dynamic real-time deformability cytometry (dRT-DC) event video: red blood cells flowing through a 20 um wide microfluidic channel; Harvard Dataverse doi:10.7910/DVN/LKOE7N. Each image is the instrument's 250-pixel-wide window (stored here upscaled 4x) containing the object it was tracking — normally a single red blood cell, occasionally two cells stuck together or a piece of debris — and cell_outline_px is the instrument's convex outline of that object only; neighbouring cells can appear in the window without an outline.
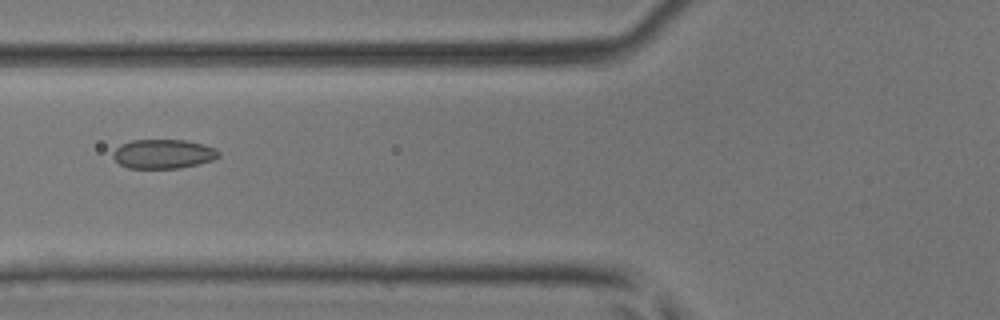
{"species": "common noctule bat (a hibernating species)", "species_latin": "Nyctalus noctula", "temperature_condition": "room temperature", "stored_images_in_passage": 43, "camera_frame_rate_fps": 3000, "um_per_image_px": 0.085, "animal": {"sex": "male", "body_mass_g": 17.9, "forearm_length_mm": 54.2}, "frame": {"image": 1, "passage_image": 14, "time_ms": 4.333, "image_size_px": [1000, 320], "cell_outline_px": [[220, 156], [212, 160], [180, 168], [128, 168], [120, 164], [112, 156], [112, 152], [120, 144], [132, 140], [184, 140], [204, 144], [216, 148], [220, 152]], "centroid_in_image_um": [13.87, 13.08], "position_along_channel_um": 111.9, "area_um2": 18.03}}
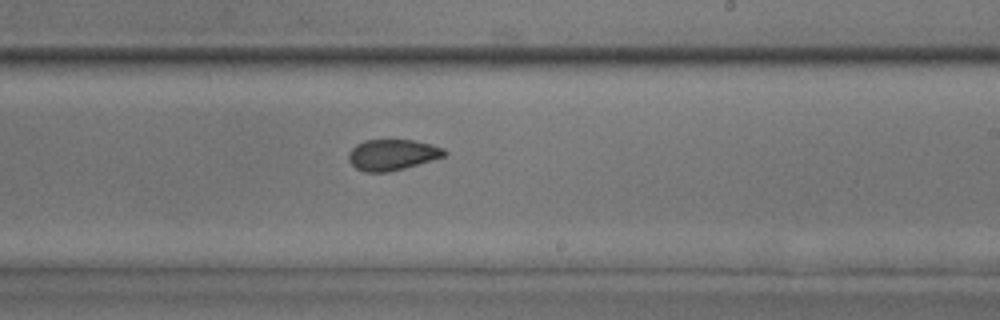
{"frame": {"image": 2, "passage_image": 24, "time_ms": 7.667, "image_size_px": [1000, 320], "cell_outline_px": [[448, 152], [444, 156], [404, 168], [388, 172], [364, 172], [356, 168], [348, 160], [348, 152], [356, 144], [364, 140], [412, 140], [432, 144], [444, 148]], "centroid_in_image_um": [33.32, 13.15], "position_along_channel_um": 255.7, "area_um2": 17.22}}
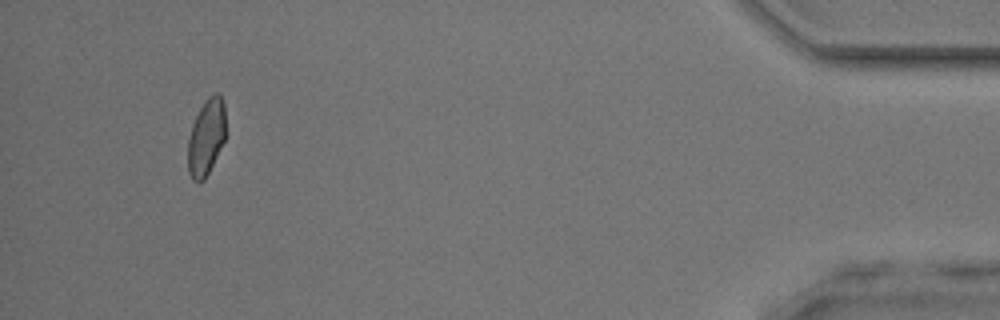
{"frame": {"image": 3, "passage_image": 40, "time_ms": 13.0, "image_size_px": [1000, 320], "cell_outline_px": [[224, 140], [204, 180], [192, 180], [188, 172], [188, 140], [192, 124], [204, 100], [208, 96], [216, 92], [220, 96], [224, 104]], "centroid_in_image_um": [17.5, 11.64], "position_along_channel_um": 417.7, "area_um2": 16.42}}